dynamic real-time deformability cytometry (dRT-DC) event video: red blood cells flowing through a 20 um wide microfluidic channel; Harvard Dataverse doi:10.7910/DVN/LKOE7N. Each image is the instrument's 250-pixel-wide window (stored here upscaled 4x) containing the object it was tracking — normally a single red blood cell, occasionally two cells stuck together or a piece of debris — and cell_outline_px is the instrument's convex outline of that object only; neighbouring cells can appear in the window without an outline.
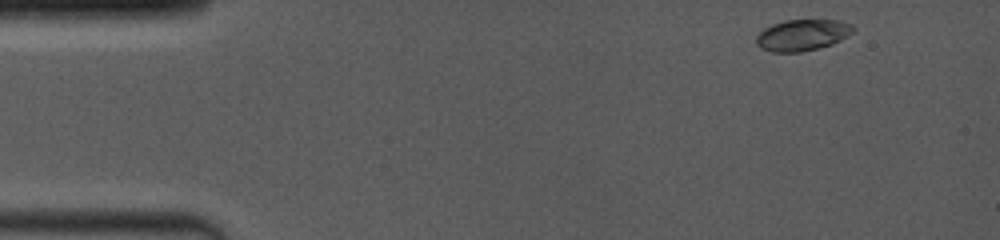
{"species": "common noctule bat (a hibernating species)", "species_latin": "Nyctalus noctula", "temperature_condition": "room temperature", "stored_images_in_passage": 27, "camera_frame_rate_fps": 4000, "um_per_image_px": 0.085, "animal": {"sex": "female", "body_mass_g": 19.0, "forearm_length_mm": 53.3}, "frame": {"image": 1, "passage_image": 1, "time_ms": 0.0, "image_size_px": [1000, 240], "cell_outline_px": [[856, 28], [848, 36], [832, 44], [800, 52], [772, 52], [760, 48], [756, 44], [756, 36], [764, 28], [772, 24], [784, 20], [840, 20], [852, 24]], "centroid_in_image_um": [68.2, 2.97], "position_along_channel_um": 16.8, "area_um2": 17.74}}
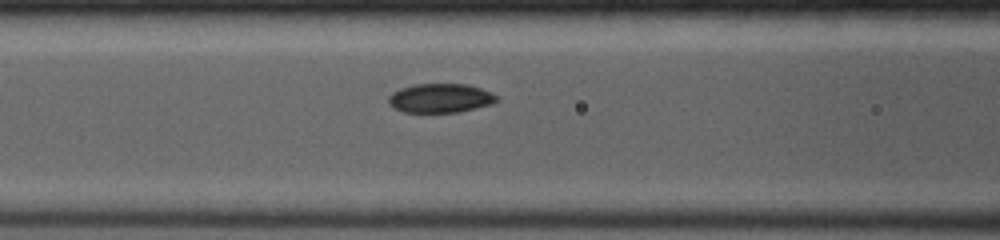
{"frame": {"image": 2, "passage_image": 20, "time_ms": 5.25, "image_size_px": [1000, 240], "cell_outline_px": [[500, 100], [492, 104], [460, 112], [404, 112], [388, 104], [388, 96], [392, 92], [400, 88], [416, 84], [468, 84], [480, 88], [496, 96]], "centroid_in_image_um": [37.42, 8.34], "position_along_channel_um": 129.2, "area_um2": 18.32}}
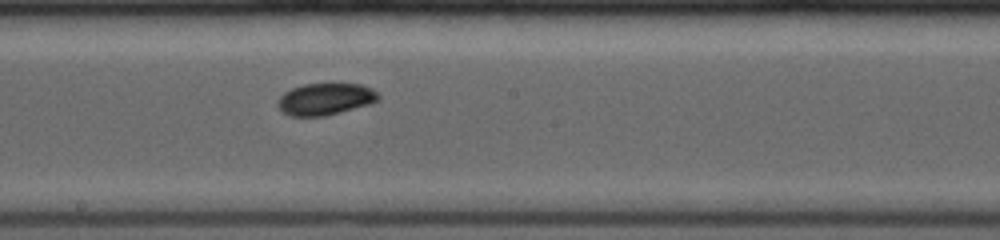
{"frame": {"image": 3, "passage_image": 27, "time_ms": 7.5, "image_size_px": [1000, 240], "cell_outline_px": [[380, 100], [368, 104], [340, 112], [324, 116], [288, 116], [276, 104], [280, 96], [284, 92], [292, 88], [304, 84], [360, 84], [372, 88], [380, 96]], "centroid_in_image_um": [27.64, 8.42], "position_along_channel_um": 220.6, "area_um2": 18.55}}